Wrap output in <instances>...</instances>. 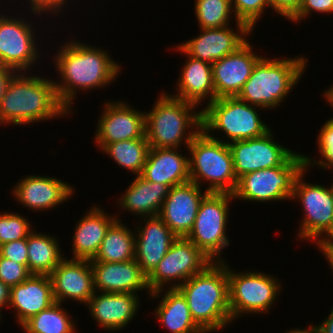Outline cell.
<instances>
[{"label": "cell", "mask_w": 333, "mask_h": 333, "mask_svg": "<svg viewBox=\"0 0 333 333\" xmlns=\"http://www.w3.org/2000/svg\"><path fill=\"white\" fill-rule=\"evenodd\" d=\"M75 39L62 43L53 56L60 77V81L54 83L57 95L70 113L78 92L104 88L116 81L122 71L106 49Z\"/></svg>", "instance_id": "1"}, {"label": "cell", "mask_w": 333, "mask_h": 333, "mask_svg": "<svg viewBox=\"0 0 333 333\" xmlns=\"http://www.w3.org/2000/svg\"><path fill=\"white\" fill-rule=\"evenodd\" d=\"M54 83L49 77L18 72L1 100L0 125H28L71 114L60 102Z\"/></svg>", "instance_id": "2"}, {"label": "cell", "mask_w": 333, "mask_h": 333, "mask_svg": "<svg viewBox=\"0 0 333 333\" xmlns=\"http://www.w3.org/2000/svg\"><path fill=\"white\" fill-rule=\"evenodd\" d=\"M178 289L185 296L194 322L212 333L232 323L229 306L227 262H212Z\"/></svg>", "instance_id": "3"}, {"label": "cell", "mask_w": 333, "mask_h": 333, "mask_svg": "<svg viewBox=\"0 0 333 333\" xmlns=\"http://www.w3.org/2000/svg\"><path fill=\"white\" fill-rule=\"evenodd\" d=\"M158 96L153 108L145 112V136L150 148H180L184 144L187 149L202 130V110L196 112L197 105L165 91Z\"/></svg>", "instance_id": "4"}, {"label": "cell", "mask_w": 333, "mask_h": 333, "mask_svg": "<svg viewBox=\"0 0 333 333\" xmlns=\"http://www.w3.org/2000/svg\"><path fill=\"white\" fill-rule=\"evenodd\" d=\"M307 61L303 56L278 59L263 55L236 97L264 111L275 110L303 77Z\"/></svg>", "instance_id": "5"}, {"label": "cell", "mask_w": 333, "mask_h": 333, "mask_svg": "<svg viewBox=\"0 0 333 333\" xmlns=\"http://www.w3.org/2000/svg\"><path fill=\"white\" fill-rule=\"evenodd\" d=\"M190 181L199 187L205 182L208 193L233 194L237 185L233 157L228 144L211 138L201 130L186 149Z\"/></svg>", "instance_id": "6"}, {"label": "cell", "mask_w": 333, "mask_h": 333, "mask_svg": "<svg viewBox=\"0 0 333 333\" xmlns=\"http://www.w3.org/2000/svg\"><path fill=\"white\" fill-rule=\"evenodd\" d=\"M259 109L263 110L236 96L217 98L202 108V130L211 138L226 144L264 136L271 126L261 120ZM211 131H220L228 139L215 137Z\"/></svg>", "instance_id": "7"}, {"label": "cell", "mask_w": 333, "mask_h": 333, "mask_svg": "<svg viewBox=\"0 0 333 333\" xmlns=\"http://www.w3.org/2000/svg\"><path fill=\"white\" fill-rule=\"evenodd\" d=\"M306 166L298 174L291 200L299 201L304 216L298 230V241H311L318 247L333 242V183L327 187L304 181Z\"/></svg>", "instance_id": "8"}, {"label": "cell", "mask_w": 333, "mask_h": 333, "mask_svg": "<svg viewBox=\"0 0 333 333\" xmlns=\"http://www.w3.org/2000/svg\"><path fill=\"white\" fill-rule=\"evenodd\" d=\"M227 263L229 306L232 322L245 314H266L282 291L280 279L265 272L236 271ZM240 316V317H239Z\"/></svg>", "instance_id": "9"}, {"label": "cell", "mask_w": 333, "mask_h": 333, "mask_svg": "<svg viewBox=\"0 0 333 333\" xmlns=\"http://www.w3.org/2000/svg\"><path fill=\"white\" fill-rule=\"evenodd\" d=\"M233 200V194L208 193L201 201L193 228L186 237L213 262L224 261L222 251L231 243L226 229L229 203Z\"/></svg>", "instance_id": "10"}, {"label": "cell", "mask_w": 333, "mask_h": 333, "mask_svg": "<svg viewBox=\"0 0 333 333\" xmlns=\"http://www.w3.org/2000/svg\"><path fill=\"white\" fill-rule=\"evenodd\" d=\"M305 167V155L300 153L287 165L245 174L238 178L233 198L260 203L291 201L295 179Z\"/></svg>", "instance_id": "11"}, {"label": "cell", "mask_w": 333, "mask_h": 333, "mask_svg": "<svg viewBox=\"0 0 333 333\" xmlns=\"http://www.w3.org/2000/svg\"><path fill=\"white\" fill-rule=\"evenodd\" d=\"M212 262L192 241L186 237L177 238L147 276L148 288L150 292L165 289L168 284V288H178Z\"/></svg>", "instance_id": "12"}, {"label": "cell", "mask_w": 333, "mask_h": 333, "mask_svg": "<svg viewBox=\"0 0 333 333\" xmlns=\"http://www.w3.org/2000/svg\"><path fill=\"white\" fill-rule=\"evenodd\" d=\"M11 16L0 12V63L17 72L31 73V67L42 60L35 26L30 19Z\"/></svg>", "instance_id": "13"}, {"label": "cell", "mask_w": 333, "mask_h": 333, "mask_svg": "<svg viewBox=\"0 0 333 333\" xmlns=\"http://www.w3.org/2000/svg\"><path fill=\"white\" fill-rule=\"evenodd\" d=\"M273 133L271 129L264 136L228 144L237 179L254 171L287 165L299 154L277 143Z\"/></svg>", "instance_id": "14"}, {"label": "cell", "mask_w": 333, "mask_h": 333, "mask_svg": "<svg viewBox=\"0 0 333 333\" xmlns=\"http://www.w3.org/2000/svg\"><path fill=\"white\" fill-rule=\"evenodd\" d=\"M106 101L95 129L94 142L101 150L106 144L146 138L145 111L133 108L127 101Z\"/></svg>", "instance_id": "15"}, {"label": "cell", "mask_w": 333, "mask_h": 333, "mask_svg": "<svg viewBox=\"0 0 333 333\" xmlns=\"http://www.w3.org/2000/svg\"><path fill=\"white\" fill-rule=\"evenodd\" d=\"M236 29L231 26L200 29L197 37L178 44L190 57L213 64L232 54L252 35V31L242 22L236 21ZM234 28V29H233ZM236 30V31H235Z\"/></svg>", "instance_id": "16"}, {"label": "cell", "mask_w": 333, "mask_h": 333, "mask_svg": "<svg viewBox=\"0 0 333 333\" xmlns=\"http://www.w3.org/2000/svg\"><path fill=\"white\" fill-rule=\"evenodd\" d=\"M13 198L28 210L47 211L68 202L76 190L74 186L61 179L44 175H26L13 186ZM15 196V197H14Z\"/></svg>", "instance_id": "17"}, {"label": "cell", "mask_w": 333, "mask_h": 333, "mask_svg": "<svg viewBox=\"0 0 333 333\" xmlns=\"http://www.w3.org/2000/svg\"><path fill=\"white\" fill-rule=\"evenodd\" d=\"M252 50L254 46L247 40L235 52L212 64L215 99L238 95L255 64L263 57Z\"/></svg>", "instance_id": "18"}, {"label": "cell", "mask_w": 333, "mask_h": 333, "mask_svg": "<svg viewBox=\"0 0 333 333\" xmlns=\"http://www.w3.org/2000/svg\"><path fill=\"white\" fill-rule=\"evenodd\" d=\"M208 194L191 181L170 188L165 198L159 217L178 237H187L192 230L198 209L203 198Z\"/></svg>", "instance_id": "19"}, {"label": "cell", "mask_w": 333, "mask_h": 333, "mask_svg": "<svg viewBox=\"0 0 333 333\" xmlns=\"http://www.w3.org/2000/svg\"><path fill=\"white\" fill-rule=\"evenodd\" d=\"M56 302L73 300L88 304L94 295V275L90 260L64 258L50 274Z\"/></svg>", "instance_id": "20"}, {"label": "cell", "mask_w": 333, "mask_h": 333, "mask_svg": "<svg viewBox=\"0 0 333 333\" xmlns=\"http://www.w3.org/2000/svg\"><path fill=\"white\" fill-rule=\"evenodd\" d=\"M135 231V260L148 276L178 238L158 216L141 218ZM141 222L143 223L141 225ZM143 226V227H142Z\"/></svg>", "instance_id": "21"}, {"label": "cell", "mask_w": 333, "mask_h": 333, "mask_svg": "<svg viewBox=\"0 0 333 333\" xmlns=\"http://www.w3.org/2000/svg\"><path fill=\"white\" fill-rule=\"evenodd\" d=\"M90 264L95 292L138 294L145 290L151 294L147 276L135 259L118 263L90 261Z\"/></svg>", "instance_id": "22"}, {"label": "cell", "mask_w": 333, "mask_h": 333, "mask_svg": "<svg viewBox=\"0 0 333 333\" xmlns=\"http://www.w3.org/2000/svg\"><path fill=\"white\" fill-rule=\"evenodd\" d=\"M140 296L134 293L95 292L86 305L91 317L103 329L120 331L138 313Z\"/></svg>", "instance_id": "23"}, {"label": "cell", "mask_w": 333, "mask_h": 333, "mask_svg": "<svg viewBox=\"0 0 333 333\" xmlns=\"http://www.w3.org/2000/svg\"><path fill=\"white\" fill-rule=\"evenodd\" d=\"M55 302L50 275L31 274L21 284L10 288L8 308L15 310L16 322L22 326Z\"/></svg>", "instance_id": "24"}, {"label": "cell", "mask_w": 333, "mask_h": 333, "mask_svg": "<svg viewBox=\"0 0 333 333\" xmlns=\"http://www.w3.org/2000/svg\"><path fill=\"white\" fill-rule=\"evenodd\" d=\"M109 214L100 205H95L78 220L72 237L71 259H94L107 230L117 220V215Z\"/></svg>", "instance_id": "25"}, {"label": "cell", "mask_w": 333, "mask_h": 333, "mask_svg": "<svg viewBox=\"0 0 333 333\" xmlns=\"http://www.w3.org/2000/svg\"><path fill=\"white\" fill-rule=\"evenodd\" d=\"M173 49L185 54L187 59L183 64L181 73L179 74L178 84L175 94H170L173 97L191 102L197 106L206 104L215 100V88L213 85L212 64L200 59L190 57L179 45ZM209 100H208V99Z\"/></svg>", "instance_id": "26"}, {"label": "cell", "mask_w": 333, "mask_h": 333, "mask_svg": "<svg viewBox=\"0 0 333 333\" xmlns=\"http://www.w3.org/2000/svg\"><path fill=\"white\" fill-rule=\"evenodd\" d=\"M181 148H150L141 176L170 188L190 181L189 156Z\"/></svg>", "instance_id": "27"}, {"label": "cell", "mask_w": 333, "mask_h": 333, "mask_svg": "<svg viewBox=\"0 0 333 333\" xmlns=\"http://www.w3.org/2000/svg\"><path fill=\"white\" fill-rule=\"evenodd\" d=\"M151 292V300L161 298L154 309V316L169 333H205L193 320L187 300L178 288ZM167 289V290H166ZM163 296H162V295ZM161 296V297H160Z\"/></svg>", "instance_id": "28"}, {"label": "cell", "mask_w": 333, "mask_h": 333, "mask_svg": "<svg viewBox=\"0 0 333 333\" xmlns=\"http://www.w3.org/2000/svg\"><path fill=\"white\" fill-rule=\"evenodd\" d=\"M170 187L161 183L149 182L141 175L135 176L132 183L118 198V208L141 217L159 215Z\"/></svg>", "instance_id": "29"}, {"label": "cell", "mask_w": 333, "mask_h": 333, "mask_svg": "<svg viewBox=\"0 0 333 333\" xmlns=\"http://www.w3.org/2000/svg\"><path fill=\"white\" fill-rule=\"evenodd\" d=\"M48 233L33 231L27 237L28 271L36 275H50L65 258L60 242Z\"/></svg>", "instance_id": "30"}, {"label": "cell", "mask_w": 333, "mask_h": 333, "mask_svg": "<svg viewBox=\"0 0 333 333\" xmlns=\"http://www.w3.org/2000/svg\"><path fill=\"white\" fill-rule=\"evenodd\" d=\"M117 220L109 227L94 259L98 262H127L135 259V231Z\"/></svg>", "instance_id": "31"}, {"label": "cell", "mask_w": 333, "mask_h": 333, "mask_svg": "<svg viewBox=\"0 0 333 333\" xmlns=\"http://www.w3.org/2000/svg\"><path fill=\"white\" fill-rule=\"evenodd\" d=\"M149 149L147 138H139L106 144L101 151L111 157L118 166L138 176L142 174Z\"/></svg>", "instance_id": "32"}, {"label": "cell", "mask_w": 333, "mask_h": 333, "mask_svg": "<svg viewBox=\"0 0 333 333\" xmlns=\"http://www.w3.org/2000/svg\"><path fill=\"white\" fill-rule=\"evenodd\" d=\"M76 321L62 303L55 302L27 320L21 329L25 333H76Z\"/></svg>", "instance_id": "33"}, {"label": "cell", "mask_w": 333, "mask_h": 333, "mask_svg": "<svg viewBox=\"0 0 333 333\" xmlns=\"http://www.w3.org/2000/svg\"><path fill=\"white\" fill-rule=\"evenodd\" d=\"M194 3L199 29L228 26L231 16L235 20L231 0H194Z\"/></svg>", "instance_id": "34"}, {"label": "cell", "mask_w": 333, "mask_h": 333, "mask_svg": "<svg viewBox=\"0 0 333 333\" xmlns=\"http://www.w3.org/2000/svg\"><path fill=\"white\" fill-rule=\"evenodd\" d=\"M319 134L317 135V144L319 150V159L314 157L306 156L305 154V165L310 169L312 166H316L320 169L332 170L333 168V120L329 118L321 126ZM321 157V158H320Z\"/></svg>", "instance_id": "35"}, {"label": "cell", "mask_w": 333, "mask_h": 333, "mask_svg": "<svg viewBox=\"0 0 333 333\" xmlns=\"http://www.w3.org/2000/svg\"><path fill=\"white\" fill-rule=\"evenodd\" d=\"M29 221L20 213L0 212V245L27 238L33 231Z\"/></svg>", "instance_id": "36"}, {"label": "cell", "mask_w": 333, "mask_h": 333, "mask_svg": "<svg viewBox=\"0 0 333 333\" xmlns=\"http://www.w3.org/2000/svg\"><path fill=\"white\" fill-rule=\"evenodd\" d=\"M236 21L244 23L252 32L267 10L269 0H231Z\"/></svg>", "instance_id": "37"}, {"label": "cell", "mask_w": 333, "mask_h": 333, "mask_svg": "<svg viewBox=\"0 0 333 333\" xmlns=\"http://www.w3.org/2000/svg\"><path fill=\"white\" fill-rule=\"evenodd\" d=\"M30 275L31 273L25 265L0 255V280L9 288L21 284Z\"/></svg>", "instance_id": "38"}, {"label": "cell", "mask_w": 333, "mask_h": 333, "mask_svg": "<svg viewBox=\"0 0 333 333\" xmlns=\"http://www.w3.org/2000/svg\"><path fill=\"white\" fill-rule=\"evenodd\" d=\"M317 13H333V0H302L299 11L290 19L292 23H299L302 20L310 18L311 14Z\"/></svg>", "instance_id": "39"}, {"label": "cell", "mask_w": 333, "mask_h": 333, "mask_svg": "<svg viewBox=\"0 0 333 333\" xmlns=\"http://www.w3.org/2000/svg\"><path fill=\"white\" fill-rule=\"evenodd\" d=\"M0 255L14 262L23 264L28 268L27 238L0 245Z\"/></svg>", "instance_id": "40"}, {"label": "cell", "mask_w": 333, "mask_h": 333, "mask_svg": "<svg viewBox=\"0 0 333 333\" xmlns=\"http://www.w3.org/2000/svg\"><path fill=\"white\" fill-rule=\"evenodd\" d=\"M27 2L30 3V13L33 14V17H42L45 13L46 15L51 13V17L56 18V16L60 17L59 15L68 7L67 3L70 0L69 2L68 0H27Z\"/></svg>", "instance_id": "41"}, {"label": "cell", "mask_w": 333, "mask_h": 333, "mask_svg": "<svg viewBox=\"0 0 333 333\" xmlns=\"http://www.w3.org/2000/svg\"><path fill=\"white\" fill-rule=\"evenodd\" d=\"M302 0H269L270 8L288 21L299 11Z\"/></svg>", "instance_id": "42"}, {"label": "cell", "mask_w": 333, "mask_h": 333, "mask_svg": "<svg viewBox=\"0 0 333 333\" xmlns=\"http://www.w3.org/2000/svg\"><path fill=\"white\" fill-rule=\"evenodd\" d=\"M17 73V71L0 63V103L6 94L10 81Z\"/></svg>", "instance_id": "43"}, {"label": "cell", "mask_w": 333, "mask_h": 333, "mask_svg": "<svg viewBox=\"0 0 333 333\" xmlns=\"http://www.w3.org/2000/svg\"><path fill=\"white\" fill-rule=\"evenodd\" d=\"M9 301H10V288L0 280V312H2V309L8 308ZM1 314L2 313H0V320L2 318Z\"/></svg>", "instance_id": "44"}, {"label": "cell", "mask_w": 333, "mask_h": 333, "mask_svg": "<svg viewBox=\"0 0 333 333\" xmlns=\"http://www.w3.org/2000/svg\"><path fill=\"white\" fill-rule=\"evenodd\" d=\"M317 328L318 333H333V306L329 315L324 319V321L317 324Z\"/></svg>", "instance_id": "45"}, {"label": "cell", "mask_w": 333, "mask_h": 333, "mask_svg": "<svg viewBox=\"0 0 333 333\" xmlns=\"http://www.w3.org/2000/svg\"><path fill=\"white\" fill-rule=\"evenodd\" d=\"M324 254L331 270L333 271V242L324 243L317 247Z\"/></svg>", "instance_id": "46"}, {"label": "cell", "mask_w": 333, "mask_h": 333, "mask_svg": "<svg viewBox=\"0 0 333 333\" xmlns=\"http://www.w3.org/2000/svg\"><path fill=\"white\" fill-rule=\"evenodd\" d=\"M307 328L305 329H302V328H293V329H290L289 331L287 330V332H284V333H318V328H317V325H313V323L309 326H306Z\"/></svg>", "instance_id": "47"}, {"label": "cell", "mask_w": 333, "mask_h": 333, "mask_svg": "<svg viewBox=\"0 0 333 333\" xmlns=\"http://www.w3.org/2000/svg\"><path fill=\"white\" fill-rule=\"evenodd\" d=\"M332 85L333 84H331V86L328 89L325 90L322 97L325 98L324 100H326V102L327 101L329 102L328 105L330 107H332V109H333V86ZM331 119L333 120L332 117H331Z\"/></svg>", "instance_id": "48"}]
</instances>
